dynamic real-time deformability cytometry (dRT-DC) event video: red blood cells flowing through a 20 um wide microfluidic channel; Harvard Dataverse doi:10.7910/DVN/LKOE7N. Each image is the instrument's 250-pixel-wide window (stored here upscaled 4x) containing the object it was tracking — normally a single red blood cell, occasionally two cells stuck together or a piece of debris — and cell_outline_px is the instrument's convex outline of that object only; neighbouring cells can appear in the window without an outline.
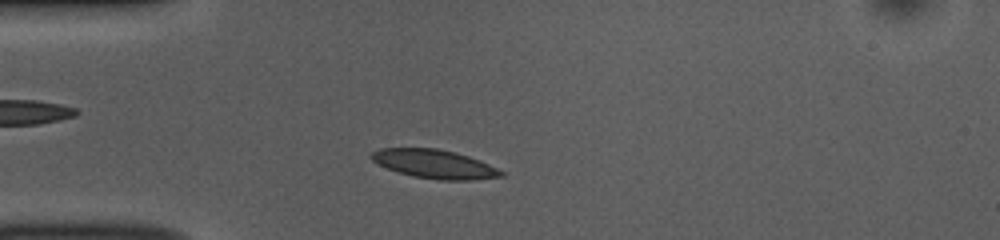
{"species": "common noctule bat (a hibernating species)", "species_latin": "Nyctalus noctula", "temperature_condition": "room temperature", "stored_images_in_passage": 44, "camera_frame_rate_fps": 3000, "um_per_image_px": 0.085, "animal": {"sex": "female", "body_mass_g": 10.0, "forearm_length_mm": 53.1}, "frame": {"image": 1, "passage_image": 6, "time_ms": 1.667, "image_size_px": [1000, 240], "cell_outline_px": [[504, 176], [472, 180], [440, 180], [412, 176], [388, 168], [372, 160], [368, 156], [372, 152], [380, 148], [436, 148], [456, 152], [480, 160], [504, 172]], "centroid_in_image_um": [36.93, 13.93], "position_along_channel_um": 48.1, "area_um2": 21.62}}
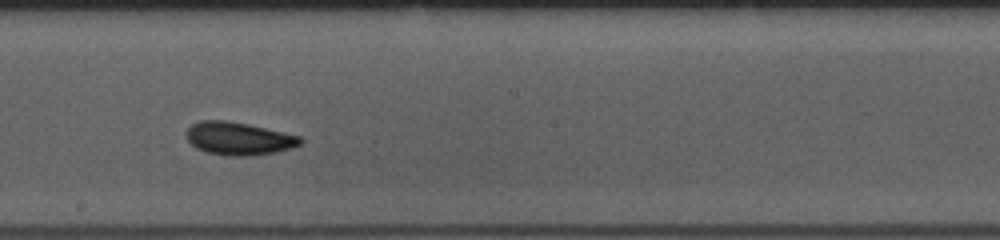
{"frame": {"image": 2, "passage_image": 21, "time_ms": 6.667, "image_size_px": [1000, 240], "cell_outline_px": [[304, 140], [300, 144], [292, 148], [276, 152], [248, 156], [228, 156], [208, 152], [196, 148], [188, 140], [188, 128], [192, 124], [200, 120], [224, 120], [248, 124], [284, 132], [300, 136]], "centroid_in_image_um": [20.32, 11.77], "position_along_channel_um": 227.9, "area_um2": 21.73}}
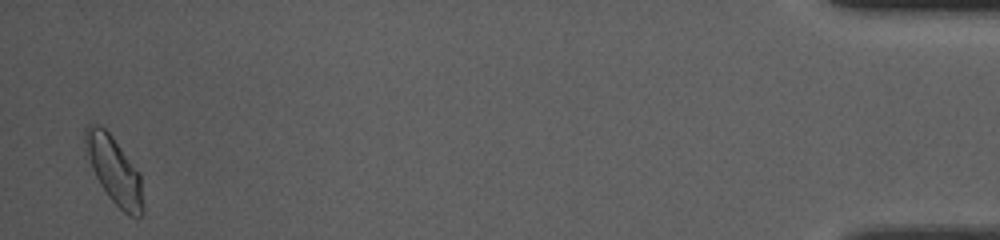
{"frame": {"image": 3, "passage_image": 43, "time_ms": 14.0, "image_size_px": [1000, 240], "cell_outline_px": [[144, 212], [136, 220], [128, 216], [108, 196], [100, 184], [96, 176], [84, 140], [84, 128], [88, 124], [96, 124], [104, 128], [112, 136], [140, 172], [144, 208]], "centroid_in_image_um": [9.76, 14.52], "position_along_channel_um": 425.4, "area_um2": 22.37}, "authors_computed_cell_mechanics": {"area_um2": 20.8947, "velocity_mm_per_s": 3.8629, "shape_relaxation_time_tau1_ms": 4.0581, "shape_relaxation_time_tau2_ms": 2.5734, "deformation_change_tau1": 0.1165, "deformation_change_tau2": 0.0695}}